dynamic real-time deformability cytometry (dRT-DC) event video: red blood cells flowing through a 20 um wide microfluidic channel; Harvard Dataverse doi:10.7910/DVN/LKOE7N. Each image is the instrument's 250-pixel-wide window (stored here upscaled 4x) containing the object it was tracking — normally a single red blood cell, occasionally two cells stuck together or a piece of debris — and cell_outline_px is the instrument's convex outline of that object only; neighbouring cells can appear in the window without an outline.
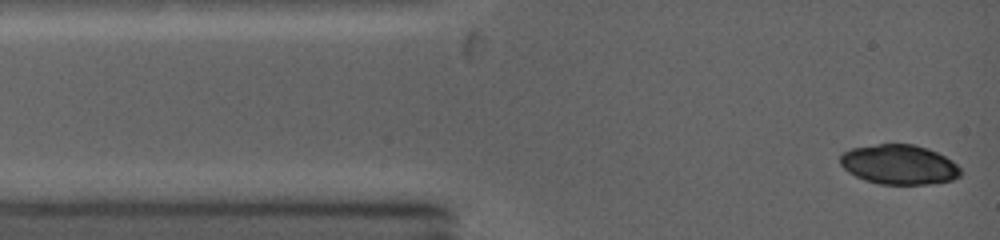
{"species": "common noctule bat (a hibernating species)", "species_latin": "Nyctalus noctula", "temperature_condition": "warm", "stored_images_in_passage": 6, "camera_frame_rate_fps": 5000, "um_per_image_px": 0.085, "animal": {"sex": "female", "body_mass_g": 19.0, "forearm_length_mm": 53.3}, "frame": {"image": 1, "passage_image": 1, "time_ms": 0.0, "image_size_px": [1000, 240], "cell_outline_px": [[960, 176], [952, 180], [928, 184], [880, 184], [864, 180], [848, 172], [840, 164], [840, 156], [844, 152], [852, 148], [876, 144], [912, 144], [928, 148], [952, 160], [960, 168]], "centroid_in_image_um": [76.41, 13.99], "position_along_channel_um": 8.6, "area_um2": 27.8}}